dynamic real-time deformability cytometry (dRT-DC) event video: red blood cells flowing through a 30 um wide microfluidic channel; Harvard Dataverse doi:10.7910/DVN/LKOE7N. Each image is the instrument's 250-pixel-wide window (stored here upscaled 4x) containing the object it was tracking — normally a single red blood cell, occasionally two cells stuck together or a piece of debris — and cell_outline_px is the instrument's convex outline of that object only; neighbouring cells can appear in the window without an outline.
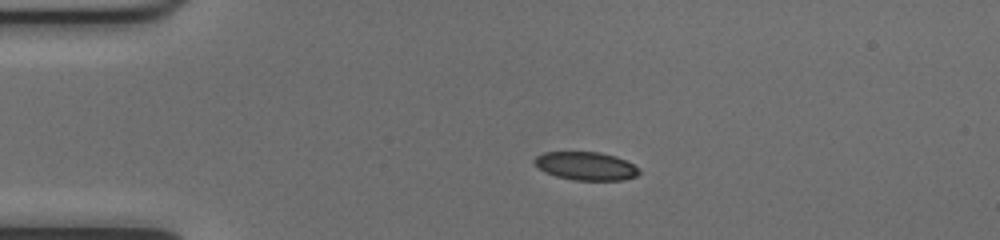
{"species": "common noctule bat (a hibernating species)", "species_latin": "Nyctalus noctula", "temperature_condition": "cold", "stored_images_in_passage": 41, "camera_frame_rate_fps": 3000, "um_per_image_px": 0.085, "animal": {"sex": "female", "body_mass_g": 17.0, "forearm_length_mm": 48.0}, "frame": {"image": 1, "passage_image": 1, "time_ms": 0.0, "image_size_px": [1000, 240], "cell_outline_px": [[640, 172], [636, 176], [624, 180], [572, 180], [556, 176], [544, 172], [532, 160], [536, 156], [544, 152], [600, 152], [616, 156], [640, 168]], "centroid_in_image_um": [49.8, 14.11], "position_along_channel_um": 35.2, "area_um2": 17.28}}
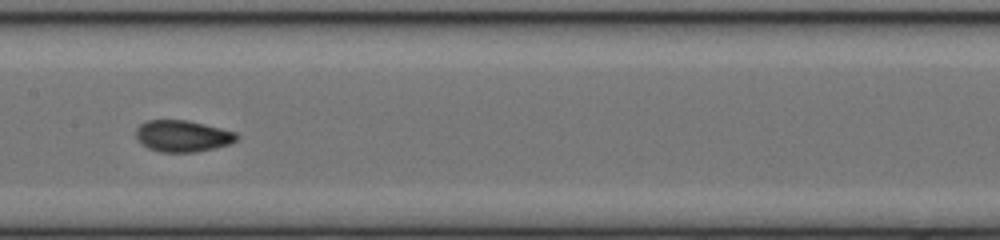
{"frame": {"image": 2, "passage_image": 16, "time_ms": 5.0, "image_size_px": [1000, 240], "cell_outline_px": [[240, 136], [236, 140], [228, 144], [196, 152], [160, 152], [148, 148], [140, 144], [136, 140], [136, 128], [140, 124], [148, 120], [188, 120], [236, 132]], "centroid_in_image_um": [15.48, 11.56], "position_along_channel_um": 191.9, "area_um2": 18.55}}
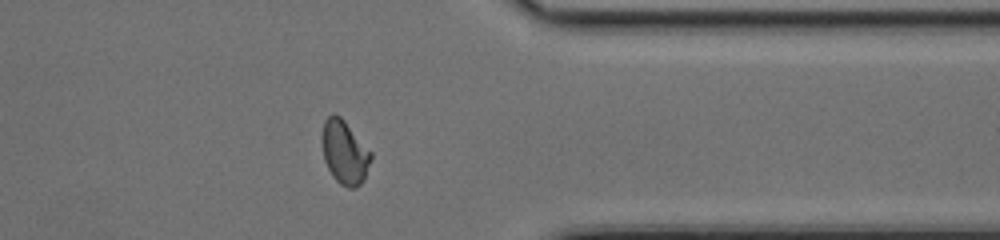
{"frame": {"image": 3, "passage_image": 31, "time_ms": 10.0, "image_size_px": [1000, 240], "cell_outline_px": [[372, 160], [364, 180], [356, 188], [348, 188], [340, 184], [332, 176], [324, 160], [320, 136], [324, 120], [332, 112], [340, 116], [344, 120], [372, 152]], "centroid_in_image_um": [29.28, 12.94], "position_along_channel_um": 382.1, "area_um2": 18.55}, "authors_computed_cell_mechanics": {"area_um2": 18.0914, "velocity_mm_per_s": 3.9975, "shape_relaxation_time_tau1_ms": 6.1302, "shape_relaxation_time_tau2_ms": 0.9824, "deformation_change_tau1": 0.1513, "deformation_change_tau2": 0.0432}}